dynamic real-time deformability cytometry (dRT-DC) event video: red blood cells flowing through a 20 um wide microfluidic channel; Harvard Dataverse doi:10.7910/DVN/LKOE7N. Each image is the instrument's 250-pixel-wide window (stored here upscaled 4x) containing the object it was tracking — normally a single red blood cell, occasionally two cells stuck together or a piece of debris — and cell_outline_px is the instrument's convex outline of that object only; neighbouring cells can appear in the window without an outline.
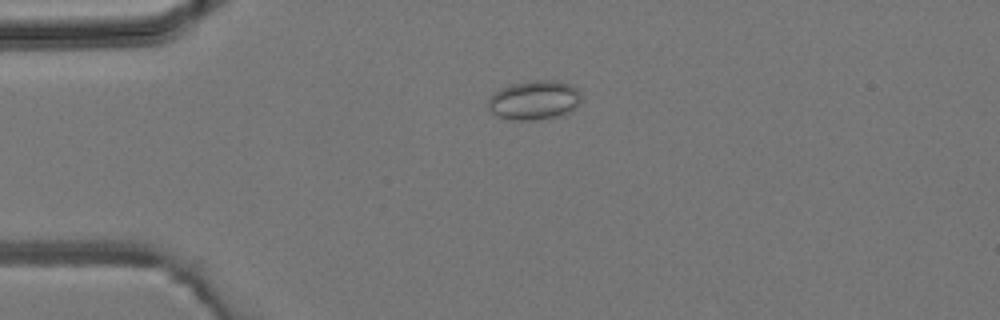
{"species": "common noctule bat (a hibernating species)", "species_latin": "Nyctalus noctula", "temperature_condition": "room temperature", "stored_images_in_passage": 3, "camera_frame_rate_fps": 3000, "um_per_image_px": 0.085, "animal": {"sex": "male", "body_mass_g": 19.2, "forearm_length_mm": 51.8}, "frame": {"image": 1, "passage_image": 2, "time_ms": 1.333, "image_size_px": [1000, 320], "cell_outline_px": [[580, 104], [572, 112], [560, 116], [528, 120], [512, 120], [496, 116], [488, 108], [488, 100], [500, 88], [512, 84], [536, 80], [556, 80], [568, 84], [576, 88], [580, 92]], "centroid_in_image_um": [45.44, 8.52], "position_along_channel_um": 39.6, "area_um2": 21.33}}